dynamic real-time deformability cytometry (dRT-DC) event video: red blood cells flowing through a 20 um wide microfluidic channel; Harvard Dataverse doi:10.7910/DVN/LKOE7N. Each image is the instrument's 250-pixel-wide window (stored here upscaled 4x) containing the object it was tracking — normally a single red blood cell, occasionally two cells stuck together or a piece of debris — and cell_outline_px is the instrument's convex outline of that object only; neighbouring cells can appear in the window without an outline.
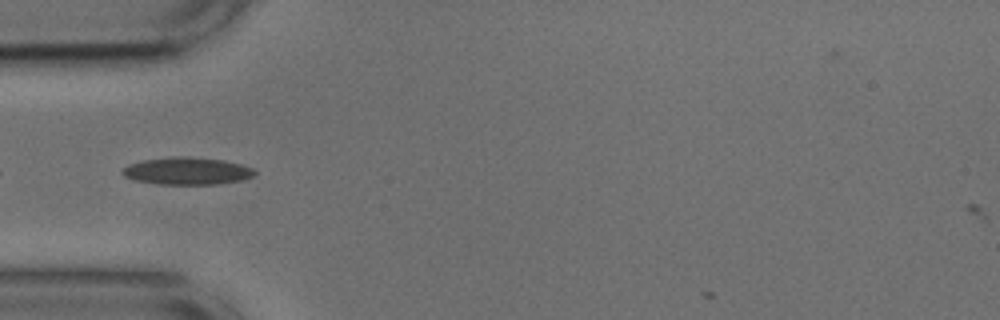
{"species": "common noctule bat (a hibernating species)", "species_latin": "Nyctalus noctula", "temperature_condition": "cold", "stored_images_in_passage": 16, "camera_frame_rate_fps": 3000, "um_per_image_px": 0.085, "animal": {"sex": "male", "body_mass_g": 17.9, "forearm_length_mm": 54.2}, "frame": {"image": 1, "passage_image": 3, "time_ms": 0.667, "image_size_px": [1000, 320], "cell_outline_px": [[256, 172], [252, 176], [244, 180], [216, 184], [160, 184], [136, 180], [124, 176], [120, 172], [128, 164], [144, 160], [172, 156], [184, 156], [224, 160], [240, 164], [252, 168]], "centroid_in_image_um": [15.9, 14.53], "position_along_channel_um": 69.1, "area_um2": 20.98}}